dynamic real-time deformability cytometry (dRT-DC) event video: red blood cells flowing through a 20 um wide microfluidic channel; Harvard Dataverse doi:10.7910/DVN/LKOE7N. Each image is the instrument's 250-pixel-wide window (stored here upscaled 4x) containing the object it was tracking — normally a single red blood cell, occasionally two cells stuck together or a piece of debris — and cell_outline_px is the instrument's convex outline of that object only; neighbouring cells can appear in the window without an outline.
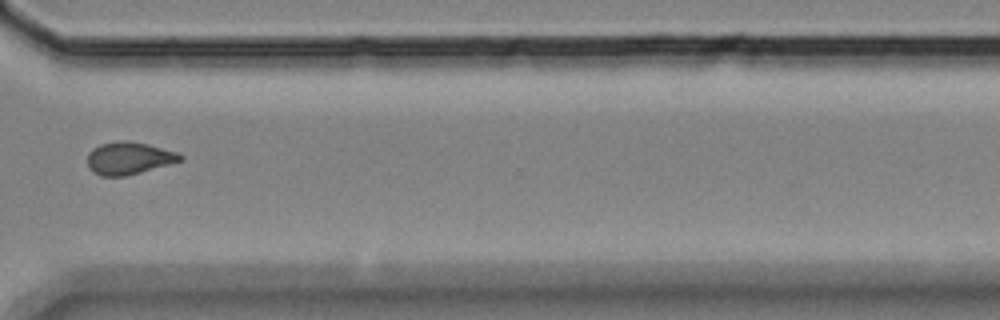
{"species": "Egyptian fruit bat (a non-hibernating species)", "species_latin": "Rousettus aegyptiacus", "temperature_condition": "room temperature", "stored_images_in_passage": 14, "camera_frame_rate_fps": 3000, "um_per_image_px": 0.085, "animal": {"sex": "female"}, "frame": {"image": 1, "passage_image": 10, "time_ms": 11.667, "image_size_px": [1000, 320], "cell_outline_px": [[184, 160], [140, 172], [124, 176], [100, 176], [88, 168], [88, 152], [92, 148], [100, 144], [120, 140], [124, 140], [148, 144], [176, 152], [184, 156]], "centroid_in_image_um": [10.94, 13.44], "position_along_channel_um": 359.7, "area_um2": 17.51}}
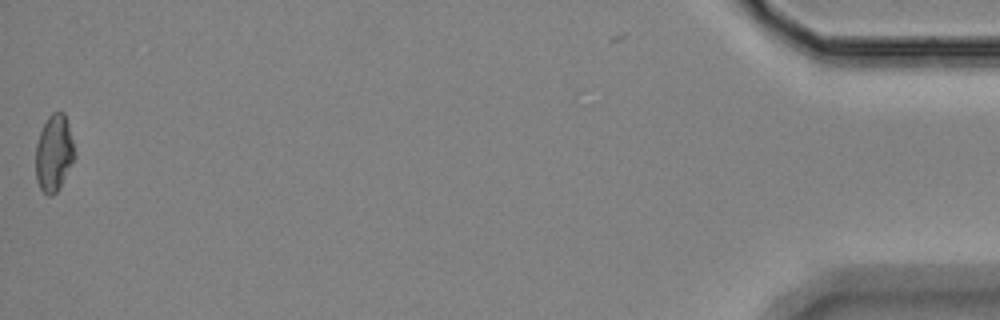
{"frame": {"image": 2, "passage_image": 14, "time_ms": 16.333, "image_size_px": [1000, 320], "cell_outline_px": [[76, 156], [60, 188], [52, 196], [48, 196], [40, 188], [36, 180], [36, 144], [40, 132], [48, 116], [52, 112], [64, 112], [68, 124], [76, 152]], "centroid_in_image_um": [4.6, 13.03], "position_along_channel_um": 430.6, "area_um2": 17.51}, "authors_computed_cell_mechanics": {"area_um2": 21.964, "velocity_mm_per_s": 3.4823, "shape_relaxation_time_tau1_ms": null, "shape_relaxation_time_tau2_ms": 2.3061, "deformation_change_tau1": null, "deformation_change_tau2": 0.0941}}